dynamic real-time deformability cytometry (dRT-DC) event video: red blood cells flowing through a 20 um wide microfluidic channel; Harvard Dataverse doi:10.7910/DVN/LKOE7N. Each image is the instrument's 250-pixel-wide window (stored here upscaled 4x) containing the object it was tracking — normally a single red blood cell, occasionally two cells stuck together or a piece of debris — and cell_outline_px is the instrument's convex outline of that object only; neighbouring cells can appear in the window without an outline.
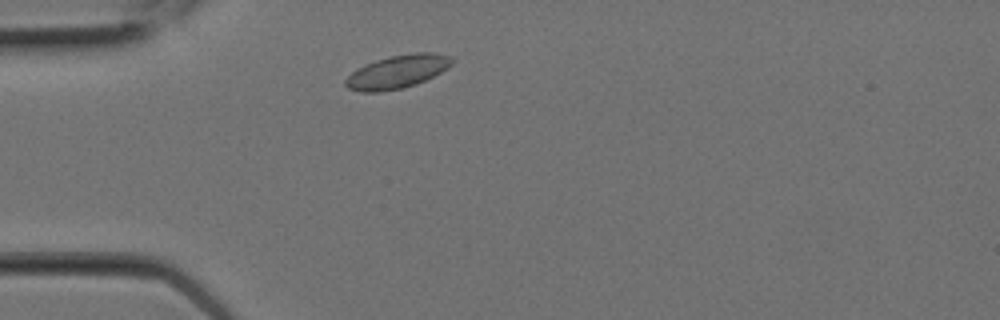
{"species": "Egyptian fruit bat (a non-hibernating species)", "species_latin": "Rousettus aegyptiacus", "temperature_condition": "room temperature", "stored_images_in_passage": 4, "camera_frame_rate_fps": 3000, "um_per_image_px": 0.085, "animal": {"sex": "female"}, "frame": {"image": 1, "passage_image": 2, "time_ms": 0.333, "image_size_px": [1000, 320], "cell_outline_px": [[456, 60], [448, 68], [416, 84], [400, 88], [380, 92], [360, 92], [348, 88], [344, 84], [344, 80], [356, 68], [376, 60], [392, 56], [416, 52], [432, 52], [452, 56]], "centroid_in_image_um": [33.78, 6.09], "position_along_channel_um": 51.2, "area_um2": 20.58}}